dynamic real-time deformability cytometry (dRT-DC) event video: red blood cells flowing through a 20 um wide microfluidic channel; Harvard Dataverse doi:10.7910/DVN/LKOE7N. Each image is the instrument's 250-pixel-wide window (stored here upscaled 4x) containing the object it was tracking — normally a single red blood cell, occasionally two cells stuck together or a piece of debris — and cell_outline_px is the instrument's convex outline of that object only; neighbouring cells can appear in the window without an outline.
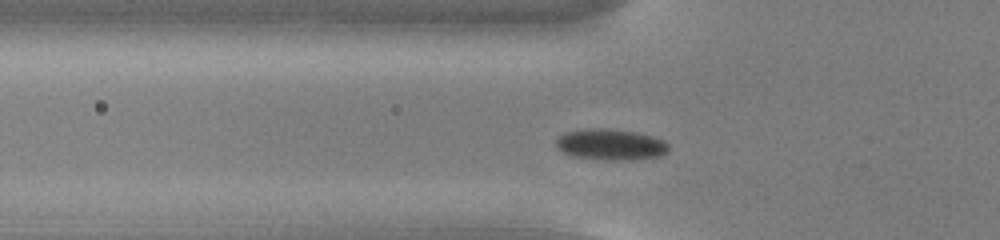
{"species": "common noctule bat (a hibernating species)", "species_latin": "Nyctalus noctula", "temperature_condition": "cold", "stored_images_in_passage": 46, "camera_frame_rate_fps": 3000, "um_per_image_px": 0.085, "animal": {"sex": "male", "body_mass_g": 13.0, "forearm_length_mm": 53.1}, "frame": {"image": 1, "passage_image": 10, "time_ms": 3.0, "image_size_px": [1000, 240], "cell_outline_px": [[668, 152], [660, 156], [620, 160], [612, 160], [572, 156], [556, 148], [556, 136], [564, 132], [584, 128], [608, 128], [640, 132], [664, 140], [668, 144]], "centroid_in_image_um": [51.87, 12.25], "position_along_channel_um": 73.9, "area_um2": 20.58}}
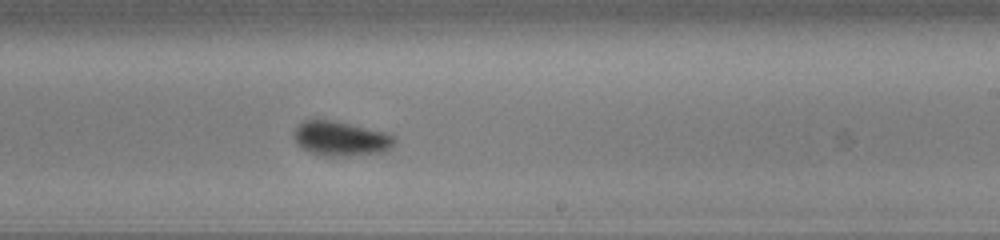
{"frame": {"image": 2, "passage_image": 25, "time_ms": 8.0, "image_size_px": [1000, 240], "cell_outline_px": [[396, 140], [392, 148], [384, 152], [348, 156], [324, 156], [312, 152], [296, 144], [292, 136], [292, 132], [304, 120], [336, 120], [384, 132], [396, 136]], "centroid_in_image_um": [28.98, 11.78], "position_along_channel_um": 260.0, "area_um2": 20.46}}
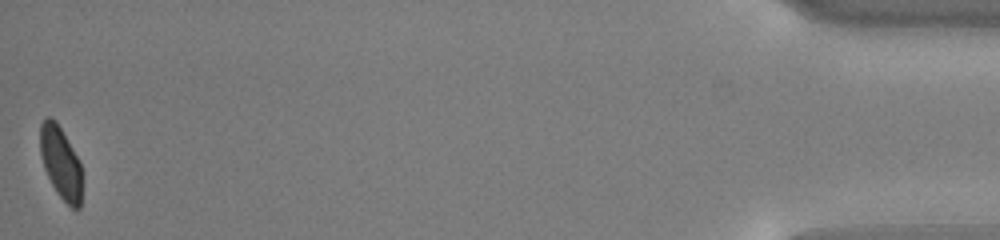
{"frame": {"image": 3, "passage_image": 46, "time_ms": 15.0, "image_size_px": [1000, 240], "cell_outline_px": [[80, 208], [72, 208], [56, 192], [44, 168], [40, 152], [40, 124], [48, 116], [56, 120], [72, 148], [80, 164]], "centroid_in_image_um": [5.12, 13.79], "position_along_channel_um": 430.1, "area_um2": 17.11}, "authors_computed_cell_mechanics": {"area_um2": 19.652, "velocity_mm_per_s": 3.732, "shape_relaxation_time_tau1_ms": 1.6684, "shape_relaxation_time_tau2_ms": null, "deformation_change_tau1": 0.0637, "deformation_change_tau2": null}}